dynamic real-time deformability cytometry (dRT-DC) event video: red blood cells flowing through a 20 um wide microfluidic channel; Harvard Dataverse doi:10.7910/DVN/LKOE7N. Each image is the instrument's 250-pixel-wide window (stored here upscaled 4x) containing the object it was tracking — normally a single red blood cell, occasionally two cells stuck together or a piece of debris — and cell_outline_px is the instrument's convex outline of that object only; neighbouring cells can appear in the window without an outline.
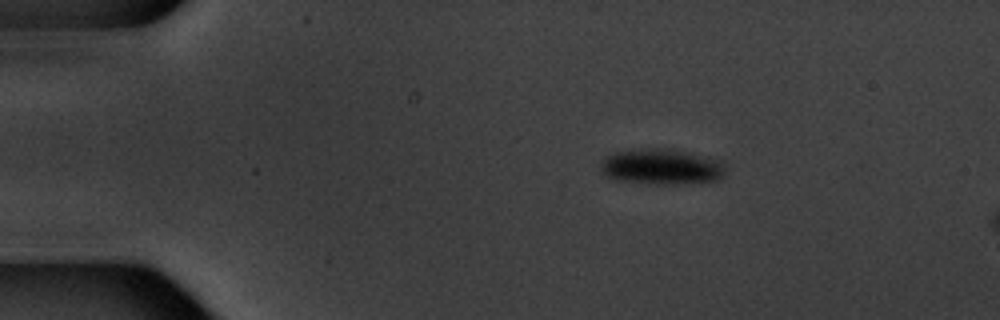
{"species": "common noctule bat (a hibernating species)", "species_latin": "Nyctalus noctula", "temperature_condition": "warm", "stored_images_in_passage": 4, "camera_frame_rate_fps": 3000, "um_per_image_px": 0.085, "animal": {"sex": "male", "body_mass_g": 20.1, "forearm_length_mm": 53.5}, "frame": {"image": 1, "passage_image": 2, "time_ms": 2.0, "image_size_px": [1000, 320], "cell_outline_px": [[724, 172], [716, 180], [672, 184], [656, 184], [616, 180], [608, 176], [600, 168], [600, 160], [604, 156], [612, 152], [640, 148], [664, 148], [688, 152], [708, 156], [724, 164]], "centroid_in_image_um": [56.15, 14.15], "position_along_channel_um": 28.9, "area_um2": 25.89}}